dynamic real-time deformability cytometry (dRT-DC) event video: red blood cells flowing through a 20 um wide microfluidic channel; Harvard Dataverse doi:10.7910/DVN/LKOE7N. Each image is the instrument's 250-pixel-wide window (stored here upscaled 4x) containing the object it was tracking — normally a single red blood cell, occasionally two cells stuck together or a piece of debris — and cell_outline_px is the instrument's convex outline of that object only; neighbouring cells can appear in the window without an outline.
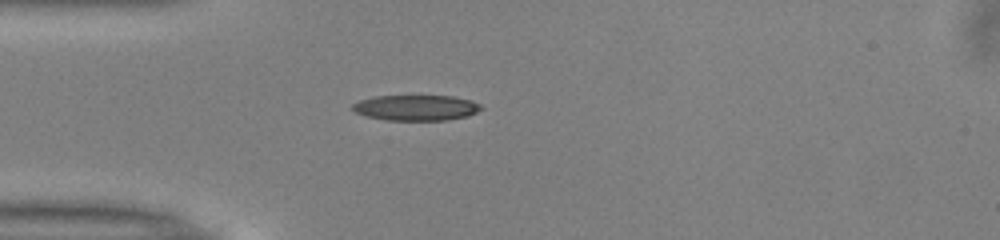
{"species": "common noctule bat (a hibernating species)", "species_latin": "Nyctalus noctula", "temperature_condition": "warm", "stored_images_in_passage": 38, "camera_frame_rate_fps": 3000, "um_per_image_px": 0.085, "animal": {"sex": "male", "body_mass_g": 13.0, "forearm_length_mm": 53.1}, "frame": {"image": 1, "passage_image": 1, "time_ms": 0.0, "image_size_px": [1000, 240], "cell_outline_px": [[484, 108], [468, 116], [448, 120], [388, 120], [368, 116], [356, 112], [352, 108], [352, 104], [360, 100], [372, 96], [452, 96], [472, 100], [480, 104]], "centroid_in_image_um": [35.4, 9.15], "position_along_channel_um": 49.6, "area_um2": 19.13}}
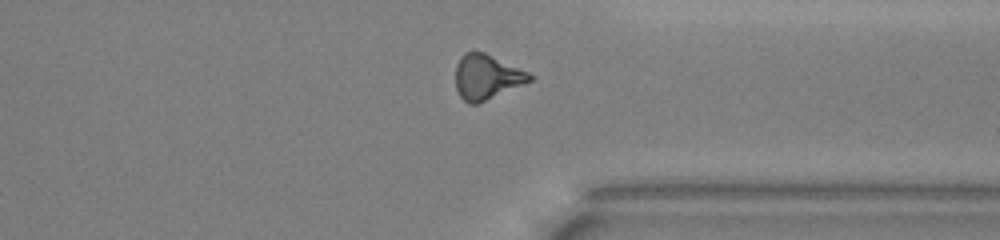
{"frame": {"image": 2, "passage_image": 26, "time_ms": 8.333, "image_size_px": [1000, 240], "cell_outline_px": [[532, 80], [476, 104], [468, 104], [460, 96], [456, 88], [456, 64], [460, 56], [464, 52], [484, 52], [528, 72], [532, 76]], "centroid_in_image_um": [41.33, 6.53], "position_along_channel_um": 370.1, "area_um2": 19.02}}
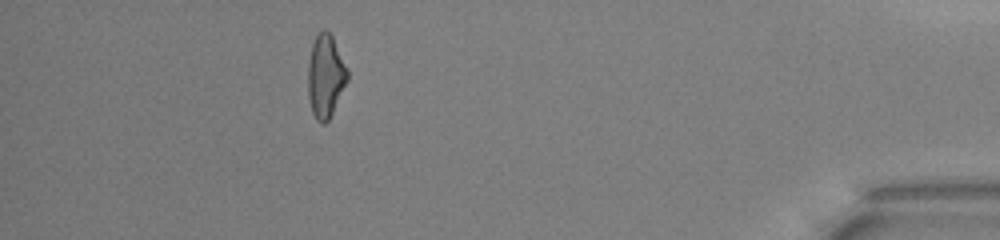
{"frame": {"image": 3, "passage_image": 33, "time_ms": 10.667, "image_size_px": [1000, 240], "cell_outline_px": [[348, 80], [328, 120], [324, 124], [316, 120], [312, 112], [308, 100], [308, 60], [312, 44], [316, 36], [324, 28], [332, 36], [348, 68]], "centroid_in_image_um": [27.66, 6.47], "position_along_channel_um": 407.5, "area_um2": 19.07}, "authors_computed_cell_mechanics": {"area_um2": 19.2185, "velocity_mm_per_s": 4.0002, "shape_relaxation_time_tau1_ms": null, "shape_relaxation_time_tau2_ms": 3.9854, "deformation_change_tau1": null, "deformation_change_tau2": 0.1427}}